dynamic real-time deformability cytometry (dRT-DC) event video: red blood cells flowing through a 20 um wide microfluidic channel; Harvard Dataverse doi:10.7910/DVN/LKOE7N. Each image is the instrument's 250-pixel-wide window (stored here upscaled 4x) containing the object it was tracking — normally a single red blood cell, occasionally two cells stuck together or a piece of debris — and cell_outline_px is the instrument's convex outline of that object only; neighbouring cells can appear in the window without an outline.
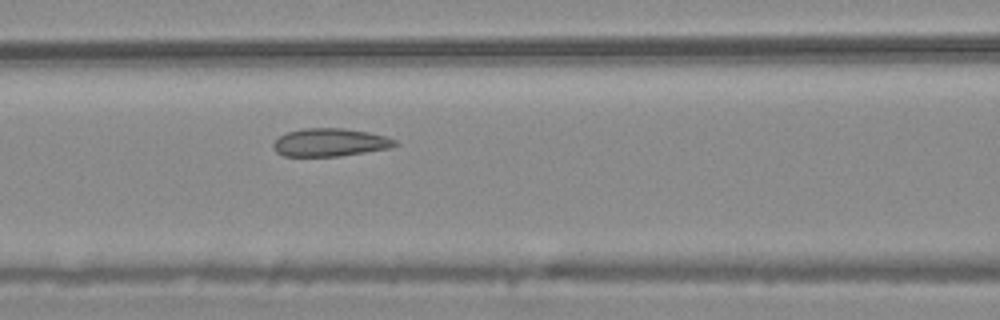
{"species": "common noctule bat (a hibernating species)", "species_latin": "Nyctalus noctula", "temperature_condition": "warm", "stored_images_in_passage": 6, "segment_of_instrument_passage": [1, 2], "camera_frame_rate_fps": 3000, "um_per_image_px": 0.085, "animal": {"sex": "male", "body_mass_g": 20.4}, "frame": {"image": 1, "passage_image": 5, "time_ms": 1.333, "image_size_px": [1000, 320], "cell_outline_px": [[396, 144], [388, 148], [340, 156], [284, 156], [276, 152], [272, 148], [272, 144], [280, 136], [288, 132], [304, 128], [344, 128], [368, 132], [384, 136], [396, 140]], "centroid_in_image_um": [28.0, 12.1], "position_along_channel_um": 138.6, "area_um2": 19.65}}